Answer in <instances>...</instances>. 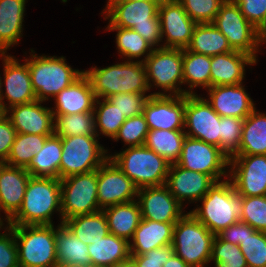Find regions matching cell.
Here are the masks:
<instances>
[{
  "label": "cell",
  "mask_w": 266,
  "mask_h": 267,
  "mask_svg": "<svg viewBox=\"0 0 266 267\" xmlns=\"http://www.w3.org/2000/svg\"><path fill=\"white\" fill-rule=\"evenodd\" d=\"M137 195L133 181L110 158L97 169V201L101 210L137 200Z\"/></svg>",
  "instance_id": "cell-17"
},
{
  "label": "cell",
  "mask_w": 266,
  "mask_h": 267,
  "mask_svg": "<svg viewBox=\"0 0 266 267\" xmlns=\"http://www.w3.org/2000/svg\"><path fill=\"white\" fill-rule=\"evenodd\" d=\"M0 267H19L18 247L9 225L4 227V232H0Z\"/></svg>",
  "instance_id": "cell-50"
},
{
  "label": "cell",
  "mask_w": 266,
  "mask_h": 267,
  "mask_svg": "<svg viewBox=\"0 0 266 267\" xmlns=\"http://www.w3.org/2000/svg\"><path fill=\"white\" fill-rule=\"evenodd\" d=\"M0 215H1V213H0ZM4 221H5L6 224L4 223ZM7 225H8L7 224V220L5 218H3V216L1 215L0 216V231H2L4 229V227L7 226Z\"/></svg>",
  "instance_id": "cell-57"
},
{
  "label": "cell",
  "mask_w": 266,
  "mask_h": 267,
  "mask_svg": "<svg viewBox=\"0 0 266 267\" xmlns=\"http://www.w3.org/2000/svg\"><path fill=\"white\" fill-rule=\"evenodd\" d=\"M55 227L58 267L91 264L88 245L80 241L64 223H58Z\"/></svg>",
  "instance_id": "cell-31"
},
{
  "label": "cell",
  "mask_w": 266,
  "mask_h": 267,
  "mask_svg": "<svg viewBox=\"0 0 266 267\" xmlns=\"http://www.w3.org/2000/svg\"><path fill=\"white\" fill-rule=\"evenodd\" d=\"M189 17L196 23H213L225 0H178Z\"/></svg>",
  "instance_id": "cell-47"
},
{
  "label": "cell",
  "mask_w": 266,
  "mask_h": 267,
  "mask_svg": "<svg viewBox=\"0 0 266 267\" xmlns=\"http://www.w3.org/2000/svg\"><path fill=\"white\" fill-rule=\"evenodd\" d=\"M255 64L257 60L253 56L238 50L211 56L210 87L243 83L245 66Z\"/></svg>",
  "instance_id": "cell-25"
},
{
  "label": "cell",
  "mask_w": 266,
  "mask_h": 267,
  "mask_svg": "<svg viewBox=\"0 0 266 267\" xmlns=\"http://www.w3.org/2000/svg\"><path fill=\"white\" fill-rule=\"evenodd\" d=\"M27 2L0 0V52H7L22 39Z\"/></svg>",
  "instance_id": "cell-28"
},
{
  "label": "cell",
  "mask_w": 266,
  "mask_h": 267,
  "mask_svg": "<svg viewBox=\"0 0 266 267\" xmlns=\"http://www.w3.org/2000/svg\"><path fill=\"white\" fill-rule=\"evenodd\" d=\"M215 180L202 172L185 169L176 163L171 164L166 183L170 193L184 207V201L196 203L215 184Z\"/></svg>",
  "instance_id": "cell-21"
},
{
  "label": "cell",
  "mask_w": 266,
  "mask_h": 267,
  "mask_svg": "<svg viewBox=\"0 0 266 267\" xmlns=\"http://www.w3.org/2000/svg\"><path fill=\"white\" fill-rule=\"evenodd\" d=\"M142 114L149 130H185V95H152L146 101Z\"/></svg>",
  "instance_id": "cell-20"
},
{
  "label": "cell",
  "mask_w": 266,
  "mask_h": 267,
  "mask_svg": "<svg viewBox=\"0 0 266 267\" xmlns=\"http://www.w3.org/2000/svg\"><path fill=\"white\" fill-rule=\"evenodd\" d=\"M6 111L4 110L2 103L0 102V119L5 115Z\"/></svg>",
  "instance_id": "cell-60"
},
{
  "label": "cell",
  "mask_w": 266,
  "mask_h": 267,
  "mask_svg": "<svg viewBox=\"0 0 266 267\" xmlns=\"http://www.w3.org/2000/svg\"><path fill=\"white\" fill-rule=\"evenodd\" d=\"M103 212L107 218L109 232L129 242L142 219L138 201L116 204L104 208Z\"/></svg>",
  "instance_id": "cell-30"
},
{
  "label": "cell",
  "mask_w": 266,
  "mask_h": 267,
  "mask_svg": "<svg viewBox=\"0 0 266 267\" xmlns=\"http://www.w3.org/2000/svg\"><path fill=\"white\" fill-rule=\"evenodd\" d=\"M61 155V138L52 134L47 137L43 148L32 158L26 170L32 177L60 179Z\"/></svg>",
  "instance_id": "cell-32"
},
{
  "label": "cell",
  "mask_w": 266,
  "mask_h": 267,
  "mask_svg": "<svg viewBox=\"0 0 266 267\" xmlns=\"http://www.w3.org/2000/svg\"><path fill=\"white\" fill-rule=\"evenodd\" d=\"M210 64L211 56L183 49V86H188L185 95L196 94L193 90L197 87L210 88Z\"/></svg>",
  "instance_id": "cell-34"
},
{
  "label": "cell",
  "mask_w": 266,
  "mask_h": 267,
  "mask_svg": "<svg viewBox=\"0 0 266 267\" xmlns=\"http://www.w3.org/2000/svg\"><path fill=\"white\" fill-rule=\"evenodd\" d=\"M244 119L237 117H221L220 149L229 158L239 153Z\"/></svg>",
  "instance_id": "cell-44"
},
{
  "label": "cell",
  "mask_w": 266,
  "mask_h": 267,
  "mask_svg": "<svg viewBox=\"0 0 266 267\" xmlns=\"http://www.w3.org/2000/svg\"><path fill=\"white\" fill-rule=\"evenodd\" d=\"M248 267H266V232L247 224V236L239 244Z\"/></svg>",
  "instance_id": "cell-42"
},
{
  "label": "cell",
  "mask_w": 266,
  "mask_h": 267,
  "mask_svg": "<svg viewBox=\"0 0 266 267\" xmlns=\"http://www.w3.org/2000/svg\"><path fill=\"white\" fill-rule=\"evenodd\" d=\"M266 43V29L261 33V45Z\"/></svg>",
  "instance_id": "cell-59"
},
{
  "label": "cell",
  "mask_w": 266,
  "mask_h": 267,
  "mask_svg": "<svg viewBox=\"0 0 266 267\" xmlns=\"http://www.w3.org/2000/svg\"><path fill=\"white\" fill-rule=\"evenodd\" d=\"M174 254L172 244L155 248L142 255H130L137 267H162Z\"/></svg>",
  "instance_id": "cell-51"
},
{
  "label": "cell",
  "mask_w": 266,
  "mask_h": 267,
  "mask_svg": "<svg viewBox=\"0 0 266 267\" xmlns=\"http://www.w3.org/2000/svg\"><path fill=\"white\" fill-rule=\"evenodd\" d=\"M0 75H1V73H0ZM1 76H0V102H1V94H2V87H1Z\"/></svg>",
  "instance_id": "cell-61"
},
{
  "label": "cell",
  "mask_w": 266,
  "mask_h": 267,
  "mask_svg": "<svg viewBox=\"0 0 266 267\" xmlns=\"http://www.w3.org/2000/svg\"><path fill=\"white\" fill-rule=\"evenodd\" d=\"M185 138L184 130H149L144 146L173 164L180 158Z\"/></svg>",
  "instance_id": "cell-37"
},
{
  "label": "cell",
  "mask_w": 266,
  "mask_h": 267,
  "mask_svg": "<svg viewBox=\"0 0 266 267\" xmlns=\"http://www.w3.org/2000/svg\"><path fill=\"white\" fill-rule=\"evenodd\" d=\"M152 94L119 93L109 96L107 99L123 114L127 119L140 115L144 105Z\"/></svg>",
  "instance_id": "cell-48"
},
{
  "label": "cell",
  "mask_w": 266,
  "mask_h": 267,
  "mask_svg": "<svg viewBox=\"0 0 266 267\" xmlns=\"http://www.w3.org/2000/svg\"><path fill=\"white\" fill-rule=\"evenodd\" d=\"M97 135L61 138L60 179L98 169L109 157Z\"/></svg>",
  "instance_id": "cell-10"
},
{
  "label": "cell",
  "mask_w": 266,
  "mask_h": 267,
  "mask_svg": "<svg viewBox=\"0 0 266 267\" xmlns=\"http://www.w3.org/2000/svg\"><path fill=\"white\" fill-rule=\"evenodd\" d=\"M96 98H108L119 93L147 94L151 92L147 83L144 62L124 60L104 67L92 66L84 70Z\"/></svg>",
  "instance_id": "cell-3"
},
{
  "label": "cell",
  "mask_w": 266,
  "mask_h": 267,
  "mask_svg": "<svg viewBox=\"0 0 266 267\" xmlns=\"http://www.w3.org/2000/svg\"><path fill=\"white\" fill-rule=\"evenodd\" d=\"M228 178L241 196H266V155L232 157Z\"/></svg>",
  "instance_id": "cell-16"
},
{
  "label": "cell",
  "mask_w": 266,
  "mask_h": 267,
  "mask_svg": "<svg viewBox=\"0 0 266 267\" xmlns=\"http://www.w3.org/2000/svg\"><path fill=\"white\" fill-rule=\"evenodd\" d=\"M149 128L144 115L133 116L127 118L121 125L116 136L112 139L115 141L121 140L126 147L142 146Z\"/></svg>",
  "instance_id": "cell-45"
},
{
  "label": "cell",
  "mask_w": 266,
  "mask_h": 267,
  "mask_svg": "<svg viewBox=\"0 0 266 267\" xmlns=\"http://www.w3.org/2000/svg\"><path fill=\"white\" fill-rule=\"evenodd\" d=\"M210 263L214 267H248L239 245L222 240L215 235Z\"/></svg>",
  "instance_id": "cell-43"
},
{
  "label": "cell",
  "mask_w": 266,
  "mask_h": 267,
  "mask_svg": "<svg viewBox=\"0 0 266 267\" xmlns=\"http://www.w3.org/2000/svg\"><path fill=\"white\" fill-rule=\"evenodd\" d=\"M121 150L107 155L138 189L166 183L171 164L162 156L144 145Z\"/></svg>",
  "instance_id": "cell-6"
},
{
  "label": "cell",
  "mask_w": 266,
  "mask_h": 267,
  "mask_svg": "<svg viewBox=\"0 0 266 267\" xmlns=\"http://www.w3.org/2000/svg\"><path fill=\"white\" fill-rule=\"evenodd\" d=\"M63 223L86 245L93 244L110 233L103 210L92 214L77 215Z\"/></svg>",
  "instance_id": "cell-36"
},
{
  "label": "cell",
  "mask_w": 266,
  "mask_h": 267,
  "mask_svg": "<svg viewBox=\"0 0 266 267\" xmlns=\"http://www.w3.org/2000/svg\"><path fill=\"white\" fill-rule=\"evenodd\" d=\"M54 134L60 138L96 135L94 112L54 115Z\"/></svg>",
  "instance_id": "cell-41"
},
{
  "label": "cell",
  "mask_w": 266,
  "mask_h": 267,
  "mask_svg": "<svg viewBox=\"0 0 266 267\" xmlns=\"http://www.w3.org/2000/svg\"><path fill=\"white\" fill-rule=\"evenodd\" d=\"M64 267H95L92 264H75V265H69V266H64Z\"/></svg>",
  "instance_id": "cell-58"
},
{
  "label": "cell",
  "mask_w": 266,
  "mask_h": 267,
  "mask_svg": "<svg viewBox=\"0 0 266 267\" xmlns=\"http://www.w3.org/2000/svg\"><path fill=\"white\" fill-rule=\"evenodd\" d=\"M240 221L266 232V196H243Z\"/></svg>",
  "instance_id": "cell-46"
},
{
  "label": "cell",
  "mask_w": 266,
  "mask_h": 267,
  "mask_svg": "<svg viewBox=\"0 0 266 267\" xmlns=\"http://www.w3.org/2000/svg\"><path fill=\"white\" fill-rule=\"evenodd\" d=\"M175 223L157 222L142 218L133 238L129 241L130 255H142L155 248L172 244Z\"/></svg>",
  "instance_id": "cell-27"
},
{
  "label": "cell",
  "mask_w": 266,
  "mask_h": 267,
  "mask_svg": "<svg viewBox=\"0 0 266 267\" xmlns=\"http://www.w3.org/2000/svg\"><path fill=\"white\" fill-rule=\"evenodd\" d=\"M162 267H189L180 257L175 253L169 258Z\"/></svg>",
  "instance_id": "cell-54"
},
{
  "label": "cell",
  "mask_w": 266,
  "mask_h": 267,
  "mask_svg": "<svg viewBox=\"0 0 266 267\" xmlns=\"http://www.w3.org/2000/svg\"><path fill=\"white\" fill-rule=\"evenodd\" d=\"M149 90L152 95H185L183 86V49L154 48L144 61ZM182 85V86H181Z\"/></svg>",
  "instance_id": "cell-9"
},
{
  "label": "cell",
  "mask_w": 266,
  "mask_h": 267,
  "mask_svg": "<svg viewBox=\"0 0 266 267\" xmlns=\"http://www.w3.org/2000/svg\"><path fill=\"white\" fill-rule=\"evenodd\" d=\"M103 9L107 27H121L138 32L154 48L162 47L158 6L147 1H108Z\"/></svg>",
  "instance_id": "cell-4"
},
{
  "label": "cell",
  "mask_w": 266,
  "mask_h": 267,
  "mask_svg": "<svg viewBox=\"0 0 266 267\" xmlns=\"http://www.w3.org/2000/svg\"><path fill=\"white\" fill-rule=\"evenodd\" d=\"M16 136V130L10 119L4 115L0 119V163H5Z\"/></svg>",
  "instance_id": "cell-52"
},
{
  "label": "cell",
  "mask_w": 266,
  "mask_h": 267,
  "mask_svg": "<svg viewBox=\"0 0 266 267\" xmlns=\"http://www.w3.org/2000/svg\"><path fill=\"white\" fill-rule=\"evenodd\" d=\"M0 57L3 64L1 103L4 110L36 101V93L32 87L28 64L25 61L21 64L18 58L16 59L14 55H8L7 52H0Z\"/></svg>",
  "instance_id": "cell-15"
},
{
  "label": "cell",
  "mask_w": 266,
  "mask_h": 267,
  "mask_svg": "<svg viewBox=\"0 0 266 267\" xmlns=\"http://www.w3.org/2000/svg\"><path fill=\"white\" fill-rule=\"evenodd\" d=\"M222 240L239 245L247 236V223L238 221L217 234Z\"/></svg>",
  "instance_id": "cell-53"
},
{
  "label": "cell",
  "mask_w": 266,
  "mask_h": 267,
  "mask_svg": "<svg viewBox=\"0 0 266 267\" xmlns=\"http://www.w3.org/2000/svg\"><path fill=\"white\" fill-rule=\"evenodd\" d=\"M215 235L187 211L173 228L174 253L189 267L209 266Z\"/></svg>",
  "instance_id": "cell-7"
},
{
  "label": "cell",
  "mask_w": 266,
  "mask_h": 267,
  "mask_svg": "<svg viewBox=\"0 0 266 267\" xmlns=\"http://www.w3.org/2000/svg\"><path fill=\"white\" fill-rule=\"evenodd\" d=\"M187 49L209 56L233 51L227 38L213 23L196 24Z\"/></svg>",
  "instance_id": "cell-35"
},
{
  "label": "cell",
  "mask_w": 266,
  "mask_h": 267,
  "mask_svg": "<svg viewBox=\"0 0 266 267\" xmlns=\"http://www.w3.org/2000/svg\"><path fill=\"white\" fill-rule=\"evenodd\" d=\"M189 212L214 235L240 221L243 196L229 178L217 181ZM199 206V207H198Z\"/></svg>",
  "instance_id": "cell-2"
},
{
  "label": "cell",
  "mask_w": 266,
  "mask_h": 267,
  "mask_svg": "<svg viewBox=\"0 0 266 267\" xmlns=\"http://www.w3.org/2000/svg\"><path fill=\"white\" fill-rule=\"evenodd\" d=\"M266 155V113L255 108L245 119L237 155Z\"/></svg>",
  "instance_id": "cell-33"
},
{
  "label": "cell",
  "mask_w": 266,
  "mask_h": 267,
  "mask_svg": "<svg viewBox=\"0 0 266 267\" xmlns=\"http://www.w3.org/2000/svg\"><path fill=\"white\" fill-rule=\"evenodd\" d=\"M137 201L146 220L177 222L186 213L165 184L138 189Z\"/></svg>",
  "instance_id": "cell-19"
},
{
  "label": "cell",
  "mask_w": 266,
  "mask_h": 267,
  "mask_svg": "<svg viewBox=\"0 0 266 267\" xmlns=\"http://www.w3.org/2000/svg\"><path fill=\"white\" fill-rule=\"evenodd\" d=\"M229 160L218 146L186 136L176 164L210 175L217 182L229 177Z\"/></svg>",
  "instance_id": "cell-13"
},
{
  "label": "cell",
  "mask_w": 266,
  "mask_h": 267,
  "mask_svg": "<svg viewBox=\"0 0 266 267\" xmlns=\"http://www.w3.org/2000/svg\"><path fill=\"white\" fill-rule=\"evenodd\" d=\"M44 101H34L16 105L6 110L16 133L50 136L54 134V114L42 105Z\"/></svg>",
  "instance_id": "cell-22"
},
{
  "label": "cell",
  "mask_w": 266,
  "mask_h": 267,
  "mask_svg": "<svg viewBox=\"0 0 266 267\" xmlns=\"http://www.w3.org/2000/svg\"><path fill=\"white\" fill-rule=\"evenodd\" d=\"M30 50V56L24 58V61L28 64L38 101L53 99L84 73V70L73 69L63 56L38 55L35 50Z\"/></svg>",
  "instance_id": "cell-5"
},
{
  "label": "cell",
  "mask_w": 266,
  "mask_h": 267,
  "mask_svg": "<svg viewBox=\"0 0 266 267\" xmlns=\"http://www.w3.org/2000/svg\"><path fill=\"white\" fill-rule=\"evenodd\" d=\"M9 226L18 247L19 267H58L54 224Z\"/></svg>",
  "instance_id": "cell-8"
},
{
  "label": "cell",
  "mask_w": 266,
  "mask_h": 267,
  "mask_svg": "<svg viewBox=\"0 0 266 267\" xmlns=\"http://www.w3.org/2000/svg\"><path fill=\"white\" fill-rule=\"evenodd\" d=\"M115 267H137V264L131 258H129L127 261L119 263Z\"/></svg>",
  "instance_id": "cell-55"
},
{
  "label": "cell",
  "mask_w": 266,
  "mask_h": 267,
  "mask_svg": "<svg viewBox=\"0 0 266 267\" xmlns=\"http://www.w3.org/2000/svg\"><path fill=\"white\" fill-rule=\"evenodd\" d=\"M202 96L185 95L184 132L187 137L200 139L220 148L221 117Z\"/></svg>",
  "instance_id": "cell-14"
},
{
  "label": "cell",
  "mask_w": 266,
  "mask_h": 267,
  "mask_svg": "<svg viewBox=\"0 0 266 267\" xmlns=\"http://www.w3.org/2000/svg\"><path fill=\"white\" fill-rule=\"evenodd\" d=\"M213 24L227 38L233 50L245 52L258 60L261 51V34L241 13L240 7L232 0H225Z\"/></svg>",
  "instance_id": "cell-11"
},
{
  "label": "cell",
  "mask_w": 266,
  "mask_h": 267,
  "mask_svg": "<svg viewBox=\"0 0 266 267\" xmlns=\"http://www.w3.org/2000/svg\"><path fill=\"white\" fill-rule=\"evenodd\" d=\"M107 1H147L155 3L158 7L167 0H107Z\"/></svg>",
  "instance_id": "cell-56"
},
{
  "label": "cell",
  "mask_w": 266,
  "mask_h": 267,
  "mask_svg": "<svg viewBox=\"0 0 266 267\" xmlns=\"http://www.w3.org/2000/svg\"><path fill=\"white\" fill-rule=\"evenodd\" d=\"M162 48L186 49L196 23L178 0H167L158 7Z\"/></svg>",
  "instance_id": "cell-18"
},
{
  "label": "cell",
  "mask_w": 266,
  "mask_h": 267,
  "mask_svg": "<svg viewBox=\"0 0 266 267\" xmlns=\"http://www.w3.org/2000/svg\"><path fill=\"white\" fill-rule=\"evenodd\" d=\"M30 176L25 168L0 163V212L7 222L22 206Z\"/></svg>",
  "instance_id": "cell-24"
},
{
  "label": "cell",
  "mask_w": 266,
  "mask_h": 267,
  "mask_svg": "<svg viewBox=\"0 0 266 267\" xmlns=\"http://www.w3.org/2000/svg\"><path fill=\"white\" fill-rule=\"evenodd\" d=\"M88 253L95 267H115L131 257L129 242L111 233L88 245Z\"/></svg>",
  "instance_id": "cell-29"
},
{
  "label": "cell",
  "mask_w": 266,
  "mask_h": 267,
  "mask_svg": "<svg viewBox=\"0 0 266 267\" xmlns=\"http://www.w3.org/2000/svg\"><path fill=\"white\" fill-rule=\"evenodd\" d=\"M206 91L205 99L220 117L245 119L256 108L243 83L213 86Z\"/></svg>",
  "instance_id": "cell-23"
},
{
  "label": "cell",
  "mask_w": 266,
  "mask_h": 267,
  "mask_svg": "<svg viewBox=\"0 0 266 267\" xmlns=\"http://www.w3.org/2000/svg\"><path fill=\"white\" fill-rule=\"evenodd\" d=\"M59 213L62 223L61 183L52 177H32L28 181L23 203L8 225H51Z\"/></svg>",
  "instance_id": "cell-1"
},
{
  "label": "cell",
  "mask_w": 266,
  "mask_h": 267,
  "mask_svg": "<svg viewBox=\"0 0 266 267\" xmlns=\"http://www.w3.org/2000/svg\"><path fill=\"white\" fill-rule=\"evenodd\" d=\"M93 112L95 132L98 137L104 135L112 140L126 120L107 98H96Z\"/></svg>",
  "instance_id": "cell-40"
},
{
  "label": "cell",
  "mask_w": 266,
  "mask_h": 267,
  "mask_svg": "<svg viewBox=\"0 0 266 267\" xmlns=\"http://www.w3.org/2000/svg\"><path fill=\"white\" fill-rule=\"evenodd\" d=\"M105 30L117 32L115 39L116 49L119 53L118 56H120L121 59L123 57V60L144 62L154 49L148 41L132 29L106 27Z\"/></svg>",
  "instance_id": "cell-38"
},
{
  "label": "cell",
  "mask_w": 266,
  "mask_h": 267,
  "mask_svg": "<svg viewBox=\"0 0 266 267\" xmlns=\"http://www.w3.org/2000/svg\"><path fill=\"white\" fill-rule=\"evenodd\" d=\"M47 137L46 135L16 133L5 164L26 169L32 158L43 148Z\"/></svg>",
  "instance_id": "cell-39"
},
{
  "label": "cell",
  "mask_w": 266,
  "mask_h": 267,
  "mask_svg": "<svg viewBox=\"0 0 266 267\" xmlns=\"http://www.w3.org/2000/svg\"><path fill=\"white\" fill-rule=\"evenodd\" d=\"M60 183L62 223L77 215L101 211L97 201V169L65 177Z\"/></svg>",
  "instance_id": "cell-12"
},
{
  "label": "cell",
  "mask_w": 266,
  "mask_h": 267,
  "mask_svg": "<svg viewBox=\"0 0 266 267\" xmlns=\"http://www.w3.org/2000/svg\"><path fill=\"white\" fill-rule=\"evenodd\" d=\"M53 98L55 105L50 109L54 115L93 112L96 100L91 83L84 73Z\"/></svg>",
  "instance_id": "cell-26"
},
{
  "label": "cell",
  "mask_w": 266,
  "mask_h": 267,
  "mask_svg": "<svg viewBox=\"0 0 266 267\" xmlns=\"http://www.w3.org/2000/svg\"><path fill=\"white\" fill-rule=\"evenodd\" d=\"M245 18L260 32L266 29V0H232Z\"/></svg>",
  "instance_id": "cell-49"
}]
</instances>
